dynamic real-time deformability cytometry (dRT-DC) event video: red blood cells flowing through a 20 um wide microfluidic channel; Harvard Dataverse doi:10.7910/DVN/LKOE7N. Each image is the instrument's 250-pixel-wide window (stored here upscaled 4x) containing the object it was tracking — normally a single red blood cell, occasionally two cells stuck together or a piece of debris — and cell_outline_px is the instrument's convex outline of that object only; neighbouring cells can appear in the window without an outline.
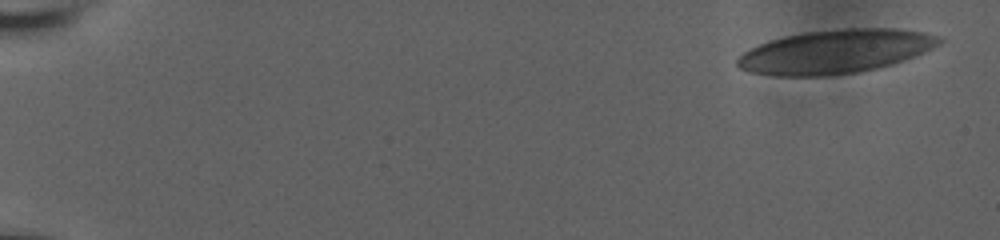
{"species": "human", "species_latin": "Homo sapiens", "temperature_condition": "room temperature", "stored_images_in_passage": 12, "camera_frame_rate_fps": 3000, "um_per_image_px": 0.085, "donor": {"sex": "male"}, "frame": {"image": 1, "passage_image": 1, "time_ms": 0.0, "image_size_px": [1000, 240], "cell_outline_px": [[944, 40], [940, 44], [924, 52], [892, 64], [860, 72], [828, 76], [772, 76], [748, 72], [740, 68], [736, 64], [736, 60], [744, 52], [760, 44], [784, 36], [804, 32], [848, 28], [892, 28], [924, 32], [944, 36]], "centroid_in_image_um": [71.03, 4.39], "position_along_channel_um": 14.0, "area_um2": 51.62}}
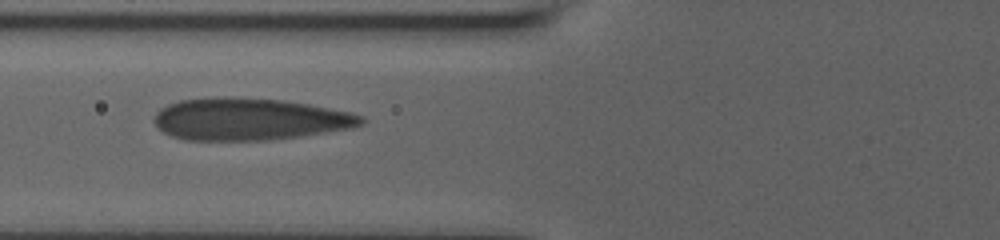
{"frame": {"image": 2, "passage_image": 11, "time_ms": 7.333, "image_size_px": [1000, 240], "cell_outline_px": [[364, 124], [352, 128], [296, 136], [264, 140], [188, 140], [172, 136], [164, 132], [152, 120], [156, 112], [160, 108], [168, 104], [180, 100], [212, 96], [232, 96], [284, 100], [308, 104], [348, 112], [364, 116]], "centroid_in_image_um": [21.16, 10.11], "position_along_channel_um": 104.6, "area_um2": 50.81}}